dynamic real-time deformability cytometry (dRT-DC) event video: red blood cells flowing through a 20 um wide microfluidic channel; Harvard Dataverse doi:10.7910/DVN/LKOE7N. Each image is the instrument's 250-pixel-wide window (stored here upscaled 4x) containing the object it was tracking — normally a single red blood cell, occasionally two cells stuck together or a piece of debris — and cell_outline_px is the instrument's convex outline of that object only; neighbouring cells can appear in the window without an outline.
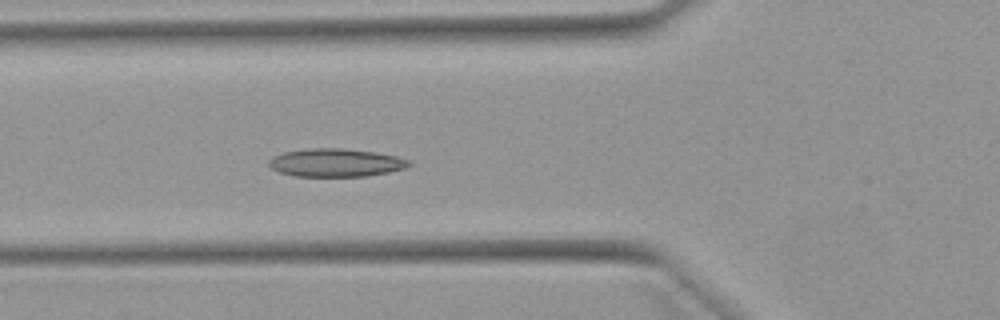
{"species": "Egyptian fruit bat (a non-hibernating species)", "species_latin": "Rousettus aegyptiacus", "temperature_condition": "warm", "stored_images_in_passage": 52, "segment_of_instrument_passage": [1, 2], "camera_frame_rate_fps": 3000, "um_per_image_px": 0.085, "animal": {"sex": "female"}, "frame": {"image": 1, "passage_image": 18, "time_ms": 5.667, "image_size_px": [1000, 320], "cell_outline_px": [[412, 164], [404, 168], [388, 172], [368, 176], [296, 176], [280, 172], [272, 168], [268, 164], [268, 160], [272, 156], [284, 152], [312, 148], [340, 148], [376, 152], [396, 156], [412, 160]], "centroid_in_image_um": [28.56, 13.82], "position_along_channel_um": 97.2, "area_um2": 22.95}}
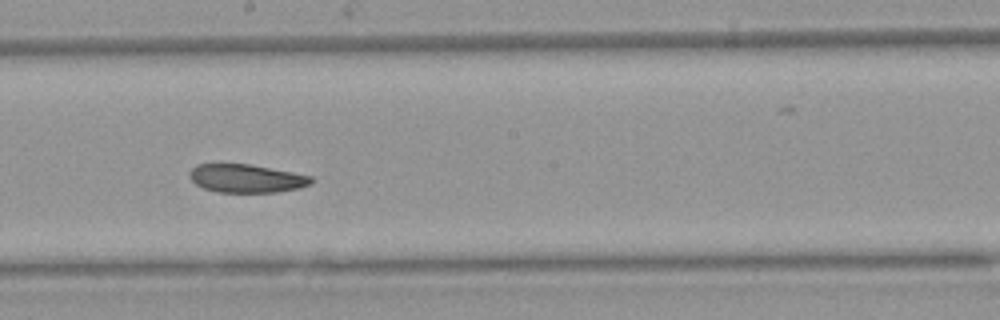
{"frame": {"image": 2, "passage_image": 28, "time_ms": 9.0, "image_size_px": [1000, 320], "cell_outline_px": [[312, 184], [300, 188], [276, 192], [216, 192], [204, 188], [196, 184], [188, 176], [188, 172], [196, 164], [248, 164], [292, 172], [312, 176]], "centroid_in_image_um": [20.93, 15.17], "position_along_channel_um": 227.3, "area_um2": 20.06}}
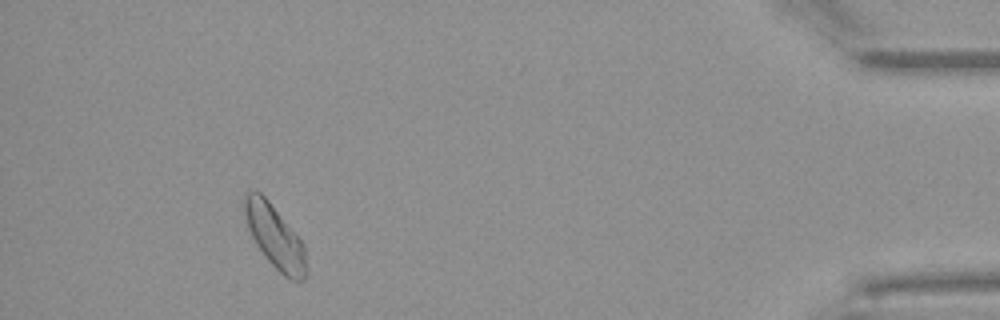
{"frame": {"image": 3, "passage_image": 47, "time_ms": 15.333, "image_size_px": [1000, 320], "cell_outline_px": [[308, 272], [304, 280], [292, 280], [284, 276], [268, 260], [256, 244], [244, 220], [240, 200], [244, 192], [260, 192], [268, 200], [304, 244]], "centroid_in_image_um": [23.32, 20.09], "position_along_channel_um": 411.9, "area_um2": 22.95}}